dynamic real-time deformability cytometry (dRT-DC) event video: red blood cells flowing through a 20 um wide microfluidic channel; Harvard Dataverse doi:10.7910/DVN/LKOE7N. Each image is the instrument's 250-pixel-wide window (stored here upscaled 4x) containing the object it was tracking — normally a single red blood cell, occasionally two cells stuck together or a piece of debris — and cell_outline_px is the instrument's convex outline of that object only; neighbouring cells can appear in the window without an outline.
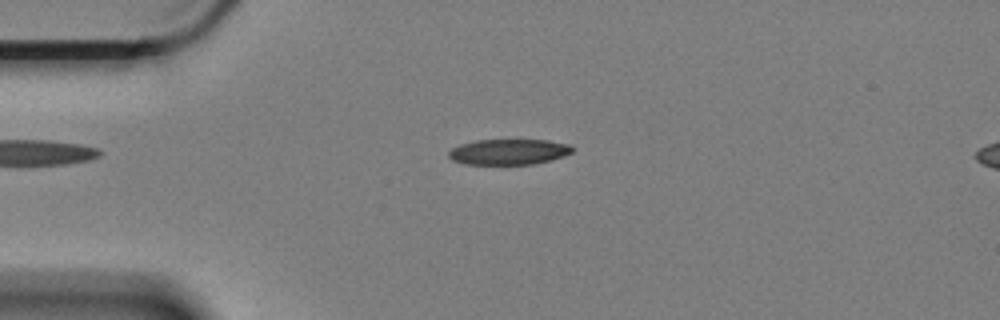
{"species": "Egyptian fruit bat (a non-hibernating species)", "species_latin": "Rousettus aegyptiacus", "temperature_condition": "cold", "stored_images_in_passage": 46, "camera_frame_rate_fps": 3000, "um_per_image_px": 0.085, "animal": {"sex": "female"}, "frame": {"image": 1, "passage_image": 1, "time_ms": 0.0, "image_size_px": [1000, 320], "cell_outline_px": [[572, 152], [564, 156], [552, 160], [532, 164], [464, 164], [452, 160], [448, 156], [448, 152], [452, 148], [460, 144], [476, 140], [548, 140], [568, 144], [572, 148]], "centroid_in_image_um": [43.22, 12.91], "position_along_channel_um": 41.8, "area_um2": 18.44}}
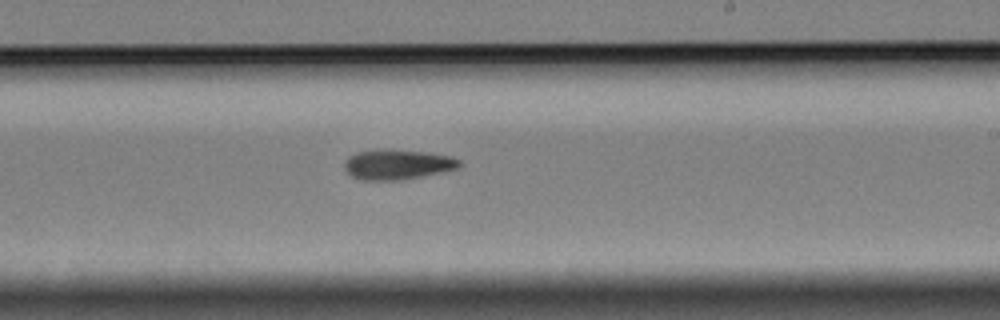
{"frame": {"image": 2, "passage_image": 22, "time_ms": 7.0, "image_size_px": [1000, 320], "cell_outline_px": [[460, 164], [456, 168], [420, 176], [396, 180], [364, 180], [352, 176], [344, 168], [344, 164], [348, 156], [356, 152], [428, 152], [452, 156], [460, 160]], "centroid_in_image_um": [33.77, 14.01], "position_along_channel_um": 255.2, "area_um2": 18.96}}
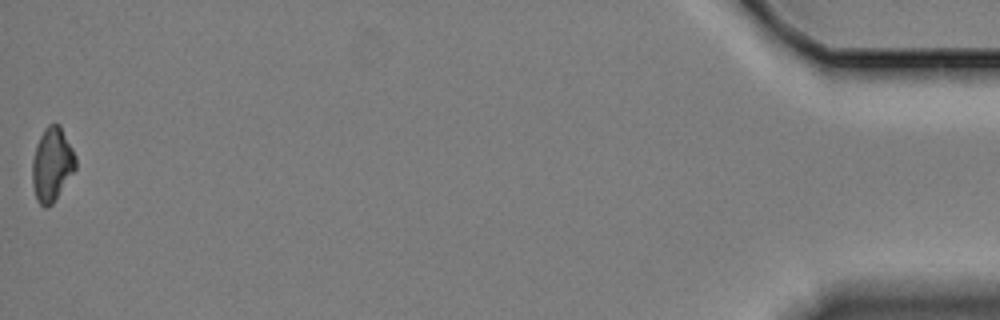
{"frame": {"image": 3, "passage_image": 46, "time_ms": 15.0, "image_size_px": [1000, 320], "cell_outline_px": [[76, 168], [52, 204], [48, 208], [44, 208], [36, 200], [32, 180], [32, 160], [36, 144], [44, 128], [48, 124], [60, 124], [76, 156]], "centroid_in_image_um": [4.41, 13.97], "position_along_channel_um": 430.8, "area_um2": 18.67}, "authors_computed_cell_mechanics": {"area_um2": 19.1607, "velocity_mm_per_s": 3.3723, "shape_relaxation_time_tau1_ms": 8.8531, "shape_relaxation_time_tau2_ms": 8.4278, "deformation_change_tau1": 0.1724, "deformation_change_tau2": 0.1518}}